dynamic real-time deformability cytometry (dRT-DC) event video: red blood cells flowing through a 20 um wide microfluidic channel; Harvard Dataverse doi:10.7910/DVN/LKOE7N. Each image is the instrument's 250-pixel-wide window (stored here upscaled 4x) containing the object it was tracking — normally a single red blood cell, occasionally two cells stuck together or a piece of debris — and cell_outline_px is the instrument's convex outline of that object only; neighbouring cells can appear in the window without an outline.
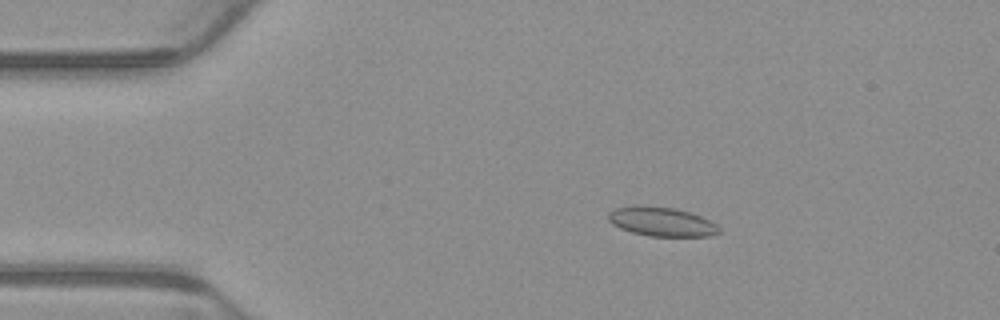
{"species": "common noctule bat (a hibernating species)", "species_latin": "Nyctalus noctula", "temperature_condition": "warm", "stored_images_in_passage": 4, "camera_frame_rate_fps": 3000, "um_per_image_px": 0.085, "animal": {"sex": "male", "body_mass_g": 23.1, "forearm_length_mm": 52.7}, "frame": {"image": 1, "passage_image": 3, "time_ms": 0.667, "image_size_px": [1000, 320], "cell_outline_px": [[720, 232], [712, 236], [648, 236], [632, 232], [620, 228], [612, 224], [608, 220], [608, 212], [616, 208], [636, 204], [640, 204], [676, 208], [700, 216], [716, 224], [720, 228]], "centroid_in_image_um": [56.2, 18.83], "position_along_channel_um": 28.8, "area_um2": 19.02}}